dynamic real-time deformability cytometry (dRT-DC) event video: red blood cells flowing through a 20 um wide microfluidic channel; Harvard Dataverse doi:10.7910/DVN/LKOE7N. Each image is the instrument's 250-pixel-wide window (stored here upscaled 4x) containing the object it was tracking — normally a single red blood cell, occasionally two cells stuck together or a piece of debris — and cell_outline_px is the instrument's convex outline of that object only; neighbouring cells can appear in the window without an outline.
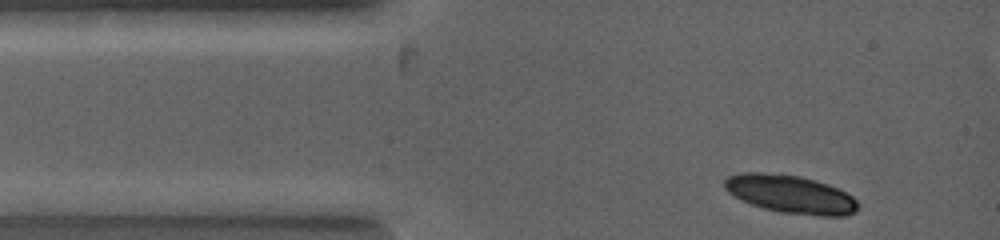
{"species": "common noctule bat (a hibernating species)", "species_latin": "Nyctalus noctula", "temperature_condition": "warm", "stored_images_in_passage": 3, "camera_frame_rate_fps": 5000, "um_per_image_px": 0.085, "animal": {"sex": "female", "body_mass_g": 19.0, "forearm_length_mm": 53.3}, "frame": {"image": 1, "passage_image": 1, "time_ms": 0.0, "image_size_px": [1000, 240], "cell_outline_px": [[860, 204], [856, 212], [844, 216], [820, 216], [780, 212], [764, 208], [752, 204], [728, 192], [724, 188], [724, 180], [728, 176], [740, 172], [760, 172], [800, 176], [816, 180], [840, 188], [852, 196]], "centroid_in_image_um": [67.24, 16.5], "position_along_channel_um": 17.8, "area_um2": 29.77}}